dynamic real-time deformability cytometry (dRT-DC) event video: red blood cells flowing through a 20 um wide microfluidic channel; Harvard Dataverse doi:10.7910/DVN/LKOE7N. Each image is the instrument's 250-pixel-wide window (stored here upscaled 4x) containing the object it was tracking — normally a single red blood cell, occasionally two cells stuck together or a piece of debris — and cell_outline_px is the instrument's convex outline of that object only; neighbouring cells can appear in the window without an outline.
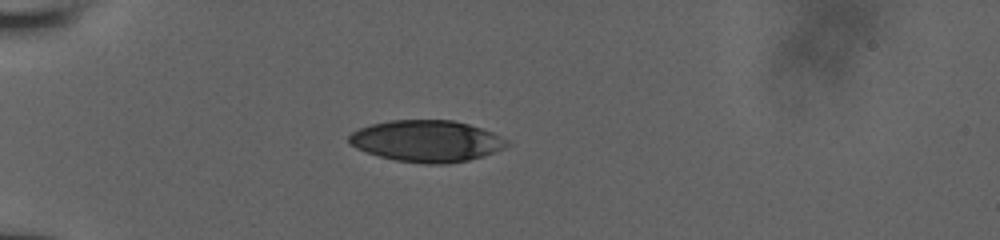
{"species": "human", "species_latin": "Homo sapiens", "temperature_condition": "room temperature", "stored_images_in_passage": 49, "camera_frame_rate_fps": 3000, "um_per_image_px": 0.085, "donor": {"sex": "male"}, "frame": {"image": 1, "passage_image": 1, "time_ms": 0.0, "image_size_px": [1000, 240], "cell_outline_px": [[512, 144], [504, 148], [484, 156], [468, 160], [444, 164], [424, 164], [396, 160], [380, 156], [356, 148], [348, 144], [348, 136], [352, 132], [360, 128], [372, 124], [388, 120], [452, 120], [468, 124], [492, 132], [508, 140]], "centroid_in_image_um": [36.27, 11.99], "position_along_channel_um": 48.7, "area_um2": 38.26}}
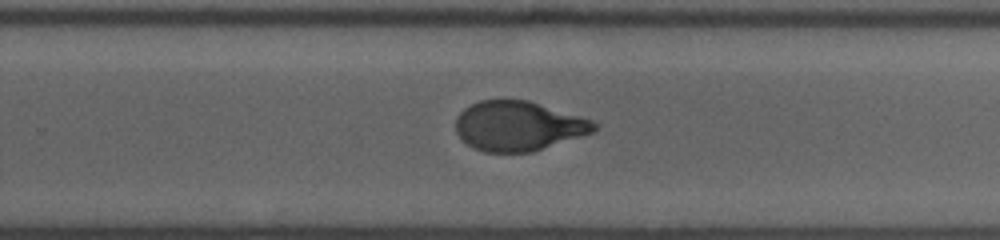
{"frame": {"image": 2, "passage_image": 25, "time_ms": 7.0, "image_size_px": [1000, 240], "cell_outline_px": [[600, 124], [592, 132], [532, 152], [484, 152], [468, 144], [456, 132], [456, 116], [464, 108], [480, 100], [528, 100], [592, 120]], "centroid_in_image_um": [44.05, 10.7], "position_along_channel_um": 285.8, "area_um2": 39.65}}
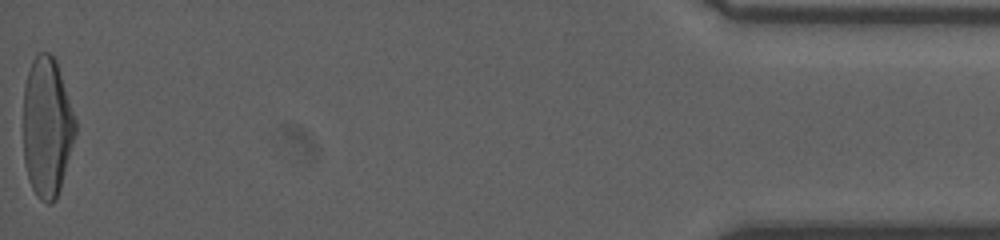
{"frame": {"image": 3, "passage_image": 49, "time_ms": 13.0, "image_size_px": [1000, 240], "cell_outline_px": [[76, 132], [60, 188], [56, 200], [52, 204], [48, 204], [40, 200], [36, 196], [32, 188], [28, 176], [24, 160], [24, 84], [32, 60], [40, 52], [48, 52], [56, 60], [76, 120]], "centroid_in_image_um": [3.99, 10.82], "position_along_channel_um": 431.2, "area_um2": 42.25}, "authors_computed_cell_mechanics": {"area_um2": 41.3848, "velocity_mm_per_s": 3.846, "shape_relaxation_time_tau1_ms": 4.4692, "shape_relaxation_time_tau2_ms": 0.8554, "deformation_change_tau1": 0.1894, "deformation_change_tau2": 0.0602}}